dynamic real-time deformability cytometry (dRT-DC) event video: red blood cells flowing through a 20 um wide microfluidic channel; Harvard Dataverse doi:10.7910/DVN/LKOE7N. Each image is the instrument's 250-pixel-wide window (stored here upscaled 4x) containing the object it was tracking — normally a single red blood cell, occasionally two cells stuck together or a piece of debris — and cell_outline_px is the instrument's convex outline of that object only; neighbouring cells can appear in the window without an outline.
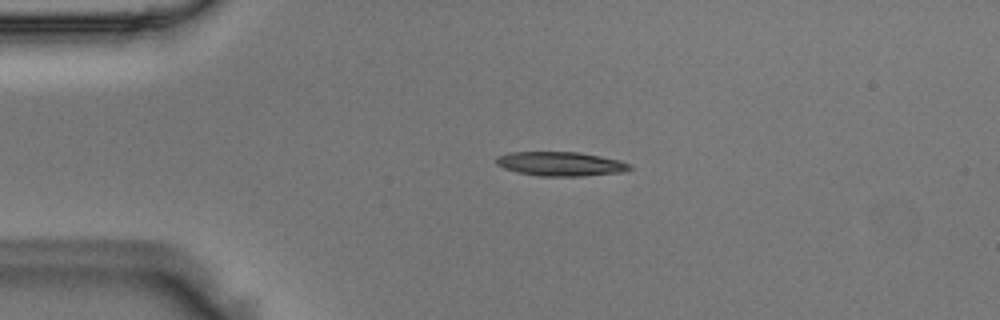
{"species": "Egyptian fruit bat (a non-hibernating species)", "species_latin": "Rousettus aegyptiacus", "temperature_condition": "room temperature", "stored_images_in_passage": 41, "camera_frame_rate_fps": 3000, "um_per_image_px": 0.085, "animal": {"sex": "male"}, "frame": {"image": 1, "passage_image": 1, "time_ms": 0.0, "image_size_px": [1000, 320], "cell_outline_px": [[632, 168], [624, 172], [584, 176], [540, 176], [516, 172], [504, 168], [496, 164], [496, 156], [508, 152], [576, 152], [600, 156], [620, 160], [632, 164]], "centroid_in_image_um": [47.66, 13.93], "position_along_channel_um": 37.3, "area_um2": 18.96}}
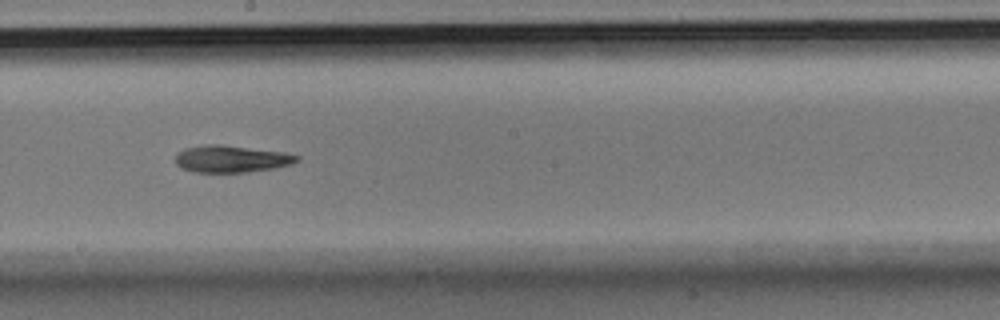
{"frame": {"image": 2, "passage_image": 18, "time_ms": 5.667, "image_size_px": [1000, 320], "cell_outline_px": [[300, 160], [292, 164], [272, 168], [248, 172], [192, 172], [180, 168], [176, 164], [176, 152], [184, 148], [204, 144], [224, 144], [284, 152], [300, 156]], "centroid_in_image_um": [19.63, 13.49], "position_along_channel_um": 228.6, "area_um2": 19.42}}
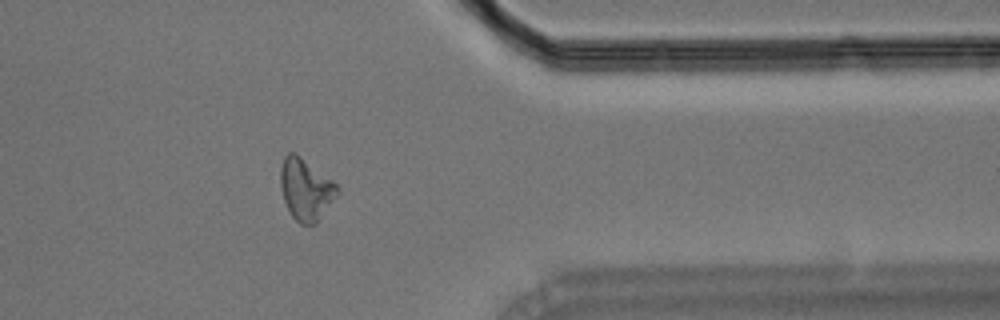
{"frame": {"image": 3, "passage_image": 31, "time_ms": 10.0, "image_size_px": [1000, 320], "cell_outline_px": [[340, 192], [316, 224], [300, 224], [292, 216], [284, 200], [280, 188], [280, 168], [284, 156], [288, 152], [296, 152], [332, 180], [336, 184]], "centroid_in_image_um": [25.98, 16.08], "position_along_channel_um": 385.4, "area_um2": 20.52}}